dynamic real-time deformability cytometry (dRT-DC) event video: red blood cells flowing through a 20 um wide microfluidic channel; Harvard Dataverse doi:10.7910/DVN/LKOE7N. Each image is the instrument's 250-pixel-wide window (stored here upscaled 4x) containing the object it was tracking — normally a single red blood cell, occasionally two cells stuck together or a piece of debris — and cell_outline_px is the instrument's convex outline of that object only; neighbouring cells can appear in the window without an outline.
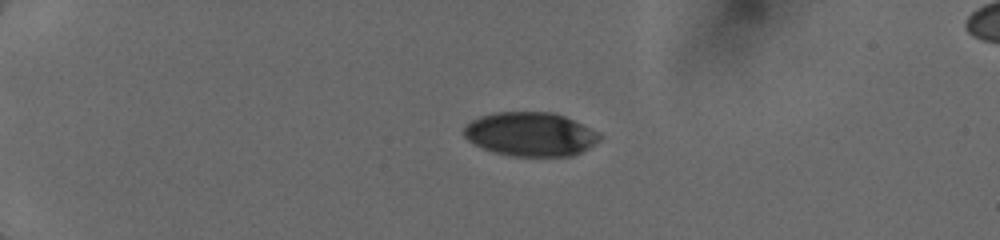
{"species": "human", "species_latin": "Homo sapiens", "temperature_condition": "cold", "stored_images_in_passage": 6, "camera_frame_rate_fps": 3000, "um_per_image_px": 0.085, "donor": {"sex": "female"}, "frame": {"image": 1, "passage_image": 2, "time_ms": 0.667, "image_size_px": [1000, 240], "cell_outline_px": [[600, 140], [588, 148], [572, 156], [512, 156], [496, 152], [484, 148], [468, 140], [464, 136], [464, 124], [480, 116], [496, 112], [552, 112], [564, 116], [600, 132]], "centroid_in_image_um": [45.09, 11.4], "position_along_channel_um": 39.9, "area_um2": 34.62}}